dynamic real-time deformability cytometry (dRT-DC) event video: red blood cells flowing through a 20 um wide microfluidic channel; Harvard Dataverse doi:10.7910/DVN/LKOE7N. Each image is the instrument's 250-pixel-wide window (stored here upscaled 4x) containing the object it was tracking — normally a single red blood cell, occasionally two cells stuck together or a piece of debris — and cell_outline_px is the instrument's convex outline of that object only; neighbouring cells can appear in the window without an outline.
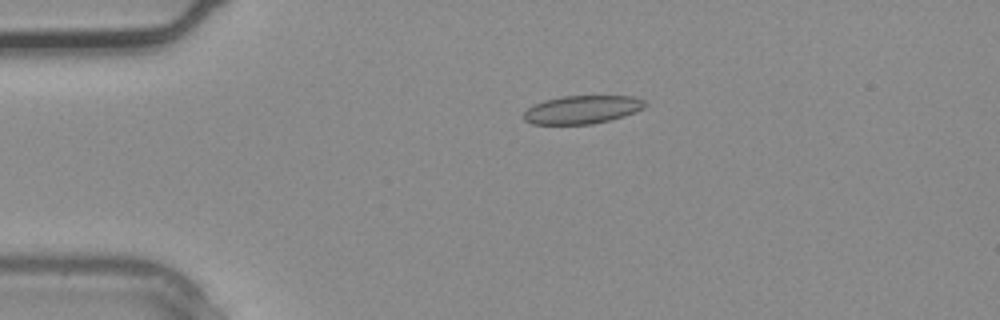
{"species": "common noctule bat (a hibernating species)", "species_latin": "Nyctalus noctula", "temperature_condition": "warm", "stored_images_in_passage": 3, "camera_frame_rate_fps": 3000, "um_per_image_px": 0.085, "animal": {"sex": "male", "body_mass_g": 20.4}, "frame": {"image": 1, "passage_image": 2, "time_ms": 0.333, "image_size_px": [1000, 320], "cell_outline_px": [[648, 104], [644, 108], [636, 112], [624, 116], [592, 124], [532, 124], [524, 120], [524, 112], [528, 108], [544, 100], [564, 96], [636, 96], [644, 100]], "centroid_in_image_um": [49.53, 9.31], "position_along_channel_um": 35.5, "area_um2": 19.94}}